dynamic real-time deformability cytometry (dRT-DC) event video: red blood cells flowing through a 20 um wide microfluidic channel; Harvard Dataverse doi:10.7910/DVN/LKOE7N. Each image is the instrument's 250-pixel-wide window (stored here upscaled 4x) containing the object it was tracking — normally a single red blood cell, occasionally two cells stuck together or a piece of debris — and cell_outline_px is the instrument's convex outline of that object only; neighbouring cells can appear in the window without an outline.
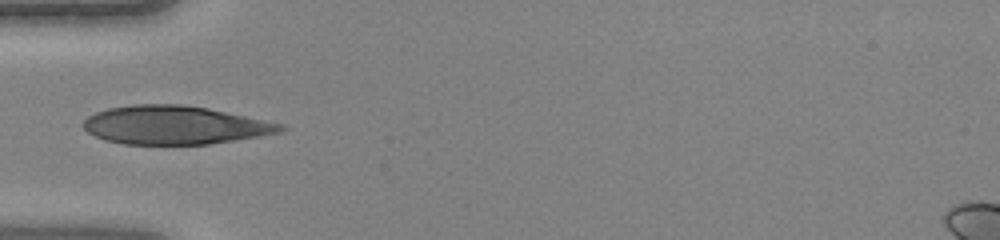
{"species": "human", "species_latin": "Homo sapiens", "temperature_condition": "warm", "stored_images_in_passage": 21, "camera_frame_rate_fps": 3000, "um_per_image_px": 0.085, "donor": {"sex": "female"}, "frame": {"image": 1, "passage_image": 14, "time_ms": 4.333, "image_size_px": [1000, 240], "cell_outline_px": [[288, 128], [280, 132], [260, 136], [208, 144], [124, 144], [104, 140], [88, 132], [84, 128], [84, 120], [88, 116], [96, 112], [108, 108], [132, 104], [180, 104], [208, 108], [284, 124]], "centroid_in_image_um": [14.85, 10.63], "position_along_channel_um": 70.1, "area_um2": 44.1}}
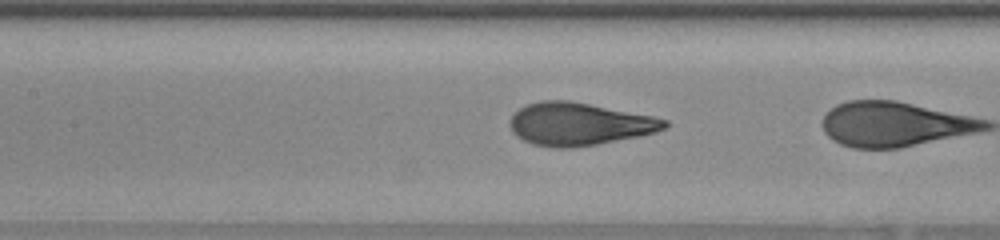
{"frame": {"image": 2, "passage_image": 18, "time_ms": 5.667, "image_size_px": [1000, 240], "cell_outline_px": [[668, 124], [664, 128], [656, 132], [640, 136], [596, 144], [572, 148], [556, 148], [532, 144], [516, 136], [512, 132], [508, 120], [520, 108], [528, 104], [540, 100], [568, 100], [652, 116], [668, 120]], "centroid_in_image_um": [49.2, 10.55], "position_along_channel_um": 158.2, "area_um2": 38.32}}